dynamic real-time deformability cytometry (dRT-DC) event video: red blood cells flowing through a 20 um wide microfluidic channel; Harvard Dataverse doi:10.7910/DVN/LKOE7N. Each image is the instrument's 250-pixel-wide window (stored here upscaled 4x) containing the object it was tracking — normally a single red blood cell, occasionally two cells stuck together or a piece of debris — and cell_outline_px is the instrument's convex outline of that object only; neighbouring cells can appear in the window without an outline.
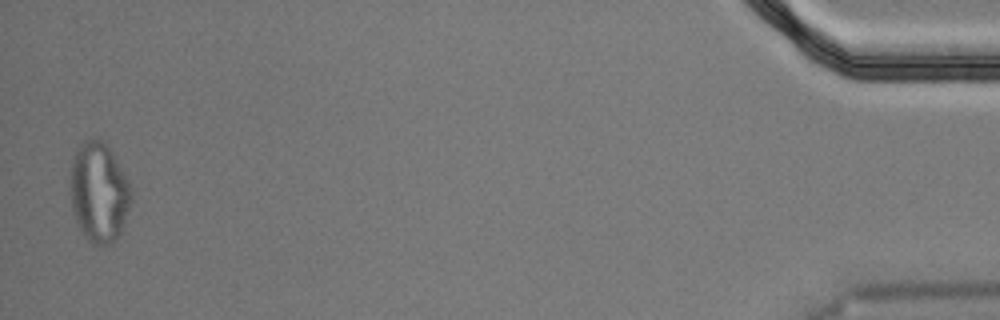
{"species": "Egyptian fruit bat (a non-hibernating species)", "species_latin": "Rousettus aegyptiacus", "temperature_condition": "cold", "stored_images_in_passage": 51, "segment_of_instrument_passage": [2, 2], "camera_frame_rate_fps": 3000, "um_per_image_px": 0.085, "animal": {"sex": "male"}, "frame": {"image": 1, "passage_image": 50, "time_ms": 16.333, "image_size_px": [1000, 320], "cell_outline_px": [[132, 200], [120, 236], [108, 244], [92, 244], [84, 236], [76, 220], [72, 204], [72, 160], [76, 148], [84, 140], [104, 140], [108, 144], [128, 180], [132, 188]], "centroid_in_image_um": [8.45, 16.34], "position_along_channel_um": 426.7, "area_um2": 35.26}}